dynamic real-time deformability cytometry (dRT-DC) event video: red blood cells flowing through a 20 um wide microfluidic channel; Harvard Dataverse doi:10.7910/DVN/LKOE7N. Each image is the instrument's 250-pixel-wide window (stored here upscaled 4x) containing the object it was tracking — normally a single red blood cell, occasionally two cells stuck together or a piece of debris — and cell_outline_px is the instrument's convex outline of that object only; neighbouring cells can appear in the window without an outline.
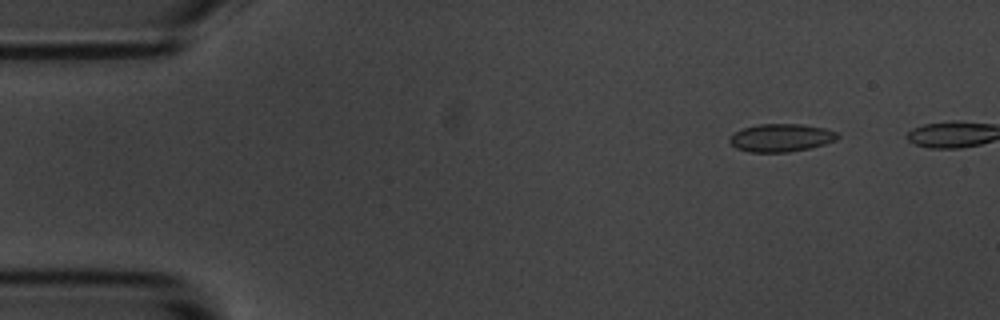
{"species": "common noctule bat (a hibernating species)", "species_latin": "Nyctalus noctula", "temperature_condition": "room temperature", "stored_images_in_passage": 5, "camera_frame_rate_fps": 3000, "um_per_image_px": 0.085, "animal": {"sex": "male", "body_mass_g": 20.1, "forearm_length_mm": 53.5}, "frame": {"image": 1, "passage_image": 1, "time_ms": 0.0, "image_size_px": [1000, 320], "cell_outline_px": [[840, 136], [836, 140], [824, 144], [808, 148], [788, 152], [748, 152], [736, 148], [728, 140], [736, 132], [744, 128], [756, 124], [800, 124], [824, 128], [840, 132]], "centroid_in_image_um": [66.42, 11.71], "position_along_channel_um": 18.6, "area_um2": 17.51}}